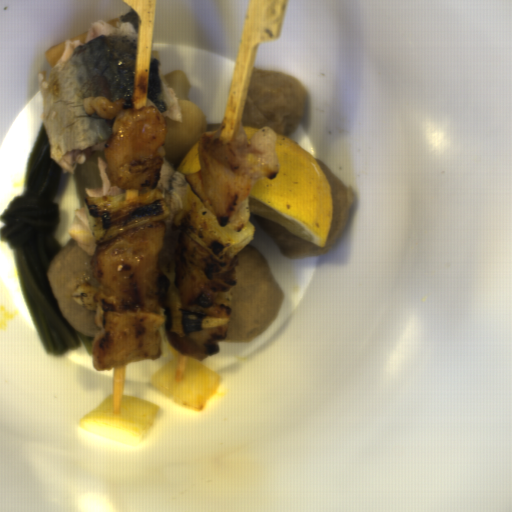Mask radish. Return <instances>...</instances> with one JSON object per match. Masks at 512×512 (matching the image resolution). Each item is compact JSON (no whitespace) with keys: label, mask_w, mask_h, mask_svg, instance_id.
Wrapping results in <instances>:
<instances>
[{"label":"radish","mask_w":512,"mask_h":512,"mask_svg":"<svg viewBox=\"0 0 512 512\" xmlns=\"http://www.w3.org/2000/svg\"><path fill=\"white\" fill-rule=\"evenodd\" d=\"M97 157H102L107 162L105 151L96 152L72 173L80 208L86 207L85 198H88L86 189L88 187L100 189L103 185Z\"/></svg>","instance_id":"radish-1"}]
</instances>
